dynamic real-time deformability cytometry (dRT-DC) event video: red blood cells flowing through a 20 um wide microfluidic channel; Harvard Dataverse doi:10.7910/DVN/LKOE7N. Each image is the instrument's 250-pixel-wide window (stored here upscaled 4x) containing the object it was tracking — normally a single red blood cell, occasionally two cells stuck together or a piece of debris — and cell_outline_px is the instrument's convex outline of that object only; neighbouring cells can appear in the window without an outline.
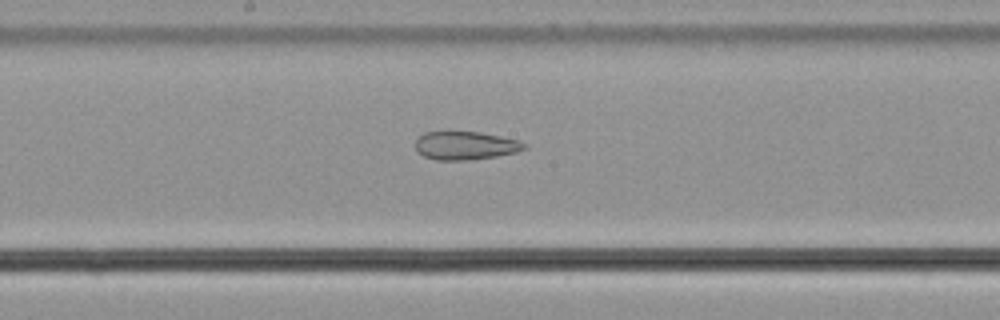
{"species": "common noctule bat (a hibernating species)", "species_latin": "Nyctalus noctula", "temperature_condition": "cold", "stored_images_in_passage": 54, "camera_frame_rate_fps": 3000, "um_per_image_px": 0.085, "animal": {"sex": "male", "body_mass_g": 21.5, "forearm_length_mm": 52.0}, "frame": {"image": 1, "passage_image": 29, "time_ms": 9.333, "image_size_px": [1000, 320], "cell_outline_px": [[528, 148], [516, 152], [496, 156], [464, 160], [436, 160], [424, 156], [416, 152], [416, 140], [424, 132], [444, 128], [448, 128], [480, 132], [520, 140], [528, 144]], "centroid_in_image_um": [39.53, 12.31], "position_along_channel_um": 208.7, "area_um2": 18.84}}
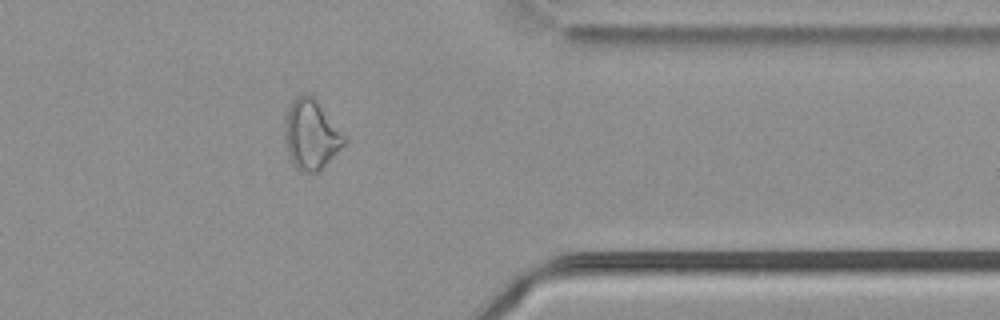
{"frame": {"image": 2, "passage_image": 44, "time_ms": 14.333, "image_size_px": [1000, 320], "cell_outline_px": [[348, 140], [316, 172], [304, 172], [296, 168], [288, 152], [284, 140], [284, 120], [288, 108], [292, 100], [296, 96], [312, 96], [316, 100]], "centroid_in_image_um": [26.4, 11.43], "position_along_channel_um": 385.0, "area_um2": 23.47}}
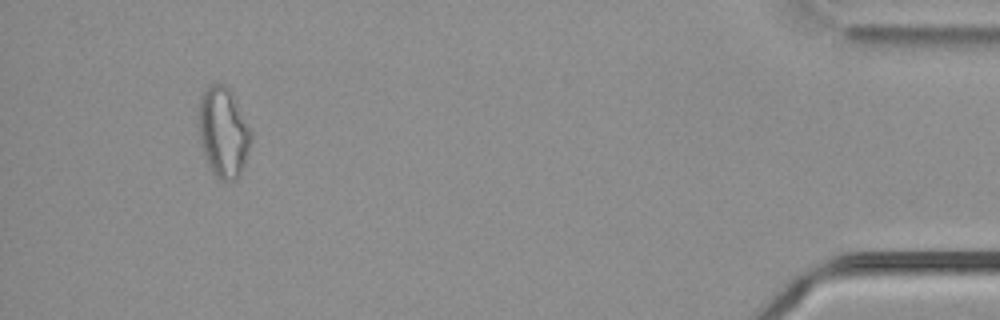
{"frame": {"image": 3, "passage_image": 51, "time_ms": 16.667, "image_size_px": [1000, 320], "cell_outline_px": [[252, 140], [244, 164], [236, 180], [220, 180], [216, 176], [208, 164], [200, 140], [200, 96], [204, 88], [208, 84], [224, 84], [232, 92], [252, 132]], "centroid_in_image_um": [19.0, 11.21], "position_along_channel_um": 416.2, "area_um2": 27.17}, "authors_computed_cell_mechanics": {"area_um2": 25.1719, "velocity_mm_per_s": 3.7933, "shape_relaxation_time_tau1_ms": null, "shape_relaxation_time_tau2_ms": 2.9041, "deformation_change_tau1": null, "deformation_change_tau2": 0.1111}}